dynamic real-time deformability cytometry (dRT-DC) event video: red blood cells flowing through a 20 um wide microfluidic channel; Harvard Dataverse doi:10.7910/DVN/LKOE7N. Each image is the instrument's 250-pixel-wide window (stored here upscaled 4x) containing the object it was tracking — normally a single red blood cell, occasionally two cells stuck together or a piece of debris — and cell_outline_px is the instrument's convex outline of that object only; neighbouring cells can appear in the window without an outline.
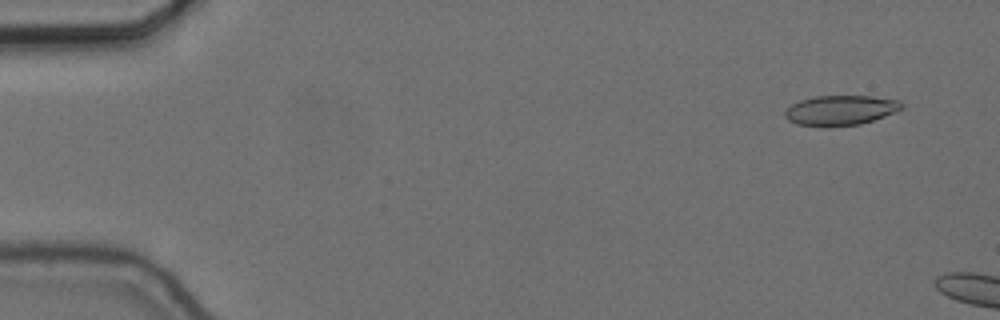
{"species": "common noctule bat (a hibernating species)", "species_latin": "Nyctalus noctula", "temperature_condition": "cold", "stored_images_in_passage": 8, "camera_frame_rate_fps": 3000, "um_per_image_px": 0.085, "animal": {"sex": "female", "body_mass_g": 24.6, "forearm_length_mm": 56.2}, "frame": {"image": 1, "passage_image": 4, "time_ms": 1.0, "image_size_px": [1000, 320], "cell_outline_px": [[904, 108], [896, 112], [860, 124], [828, 128], [796, 124], [788, 120], [784, 116], [784, 112], [792, 104], [800, 100], [816, 96], [872, 96], [900, 100], [904, 104]], "centroid_in_image_um": [71.45, 9.39], "position_along_channel_um": 13.5, "area_um2": 20.69}}